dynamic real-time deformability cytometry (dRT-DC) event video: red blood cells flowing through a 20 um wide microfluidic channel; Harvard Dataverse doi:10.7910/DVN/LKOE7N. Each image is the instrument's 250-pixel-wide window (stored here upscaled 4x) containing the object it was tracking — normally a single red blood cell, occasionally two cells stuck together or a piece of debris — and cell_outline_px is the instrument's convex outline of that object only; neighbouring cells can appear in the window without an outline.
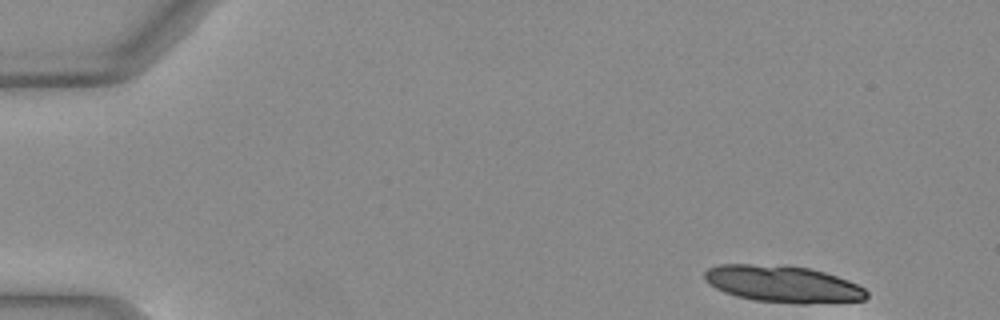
{"species": "Egyptian fruit bat (a non-hibernating species)", "species_latin": "Rousettus aegyptiacus", "temperature_condition": "warm", "stored_images_in_passage": 1, "camera_frame_rate_fps": 3000, "um_per_image_px": 0.085, "animal": {"sex": "female"}, "frame": {"image": 1, "passage_image": 1, "time_ms": 0.0, "image_size_px": [1000, 320], "cell_outline_px": [[868, 296], [864, 300], [808, 304], [800, 304], [756, 300], [736, 296], [724, 292], [708, 284], [704, 280], [704, 272], [708, 268], [720, 264], [748, 264], [808, 268], [824, 272], [848, 280], [864, 288], [868, 292]], "centroid_in_image_um": [66.53, 24.15], "position_along_channel_um": 18.5, "area_um2": 34.51}}